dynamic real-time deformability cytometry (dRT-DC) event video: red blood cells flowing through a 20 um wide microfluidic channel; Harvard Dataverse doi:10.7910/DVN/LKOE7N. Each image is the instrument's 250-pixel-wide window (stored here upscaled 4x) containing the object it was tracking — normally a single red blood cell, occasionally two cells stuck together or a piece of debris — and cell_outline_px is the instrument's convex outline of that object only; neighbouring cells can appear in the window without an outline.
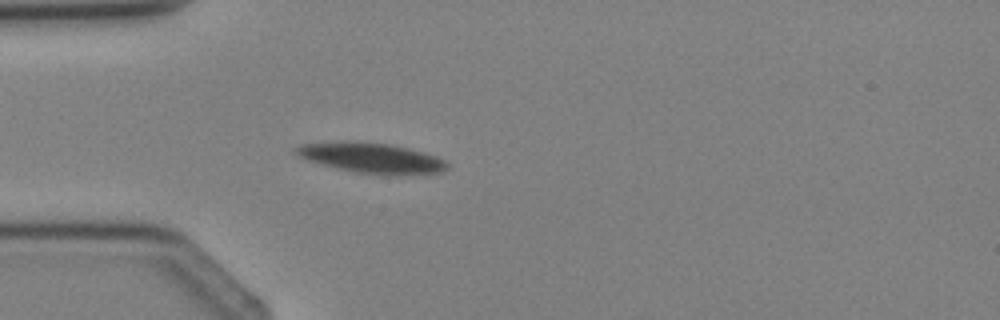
{"species": "Egyptian fruit bat (a non-hibernating species)", "species_latin": "Rousettus aegyptiacus", "temperature_condition": "cold", "stored_images_in_passage": 3, "camera_frame_rate_fps": 3000, "um_per_image_px": 0.085, "animal": {"sex": "female"}, "frame": {"image": 1, "passage_image": 3, "time_ms": 2.333, "image_size_px": [1000, 320], "cell_outline_px": [[448, 168], [440, 172], [356, 172], [336, 168], [308, 160], [292, 152], [300, 144], [348, 140], [392, 144], [424, 152], [436, 156], [444, 160], [448, 164]], "centroid_in_image_um": [31.48, 13.35], "position_along_channel_um": 53.5, "area_um2": 25.66}}